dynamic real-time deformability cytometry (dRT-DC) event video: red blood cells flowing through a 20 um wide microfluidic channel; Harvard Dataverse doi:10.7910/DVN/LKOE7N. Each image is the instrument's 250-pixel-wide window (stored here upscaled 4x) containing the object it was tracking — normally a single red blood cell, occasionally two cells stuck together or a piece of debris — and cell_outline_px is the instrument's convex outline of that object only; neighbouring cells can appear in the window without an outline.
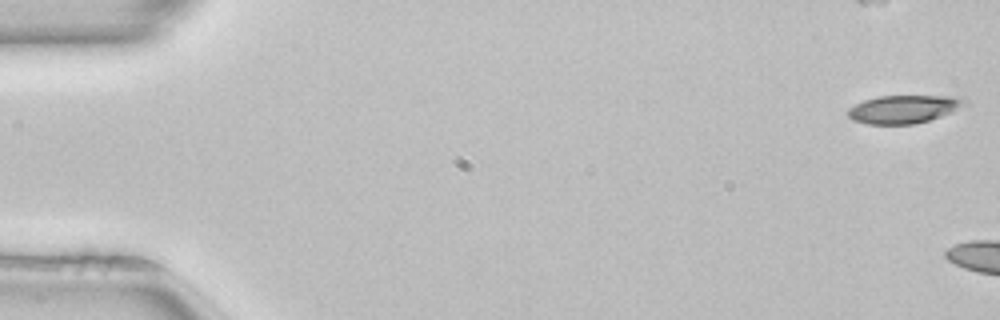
{"species": "common noctule bat (a hibernating species)", "species_latin": "Nyctalus noctula", "temperature_condition": "room temperature", "stored_images_in_passage": 5, "camera_frame_rate_fps": 3000, "um_per_image_px": 0.085, "animal": {"sex": "female", "body_mass_g": 22.7, "forearm_length_mm": 54.2}, "frame": {"image": 1, "passage_image": 1, "time_ms": 0.0, "image_size_px": [1000, 320], "cell_outline_px": [[968, 104], [952, 112], [928, 120], [912, 124], [868, 124], [852, 120], [848, 116], [848, 108], [864, 100], [880, 96], [960, 96], [968, 100]], "centroid_in_image_um": [76.85, 9.27], "position_along_channel_um": 8.2, "area_um2": 19.13}}